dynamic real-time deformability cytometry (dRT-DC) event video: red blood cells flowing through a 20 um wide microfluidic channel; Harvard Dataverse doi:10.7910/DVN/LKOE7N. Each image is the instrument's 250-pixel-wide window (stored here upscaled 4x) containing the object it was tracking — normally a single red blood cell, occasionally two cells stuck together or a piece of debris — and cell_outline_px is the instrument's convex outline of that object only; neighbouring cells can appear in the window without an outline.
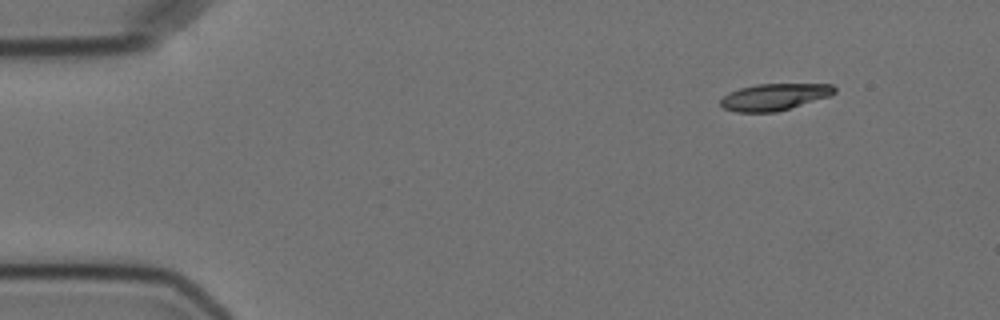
{"species": "Egyptian fruit bat (a non-hibernating species)", "species_latin": "Rousettus aegyptiacus", "temperature_condition": "cold", "stored_images_in_passage": 6, "camera_frame_rate_fps": 3000, "um_per_image_px": 0.085, "animal": {"sex": "female"}, "frame": {"image": 1, "passage_image": 1, "time_ms": 0.0, "image_size_px": [1000, 320], "cell_outline_px": [[836, 92], [828, 96], [776, 112], [736, 112], [724, 108], [720, 104], [720, 100], [728, 92], [740, 88], [756, 84], [832, 84], [836, 88]], "centroid_in_image_um": [65.79, 8.23], "position_along_channel_um": 19.2, "area_um2": 17.57}}